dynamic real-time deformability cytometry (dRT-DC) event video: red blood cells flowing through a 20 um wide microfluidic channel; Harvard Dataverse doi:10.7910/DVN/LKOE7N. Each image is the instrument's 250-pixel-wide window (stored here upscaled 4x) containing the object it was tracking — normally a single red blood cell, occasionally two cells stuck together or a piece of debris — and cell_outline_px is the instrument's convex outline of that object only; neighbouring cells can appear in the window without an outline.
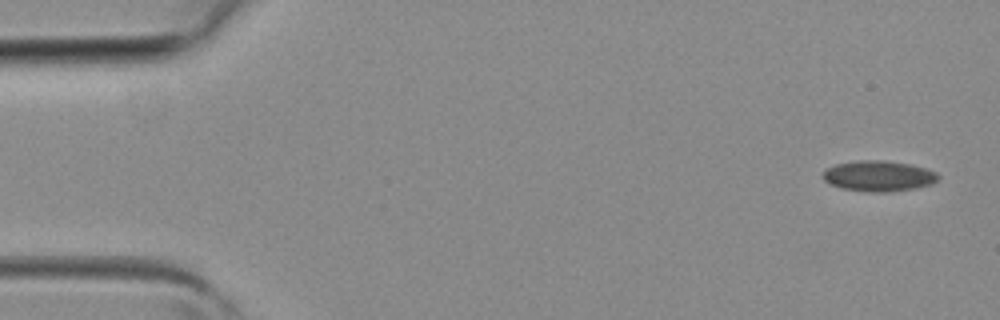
{"species": "common noctule bat (a hibernating species)", "species_latin": "Nyctalus noctula", "temperature_condition": "room temperature", "stored_images_in_passage": 3, "camera_frame_rate_fps": 3000, "um_per_image_px": 0.085, "animal": {"sex": "female", "body_mass_g": 19.3, "forearm_length_mm": 54.1}, "frame": {"image": 1, "passage_image": 1, "time_ms": 0.0, "image_size_px": [1000, 320], "cell_outline_px": [[940, 176], [932, 184], [916, 188], [888, 192], [872, 192], [844, 188], [832, 184], [824, 180], [824, 172], [828, 168], [836, 164], [860, 160], [880, 160], [908, 164], [924, 168], [936, 172]], "centroid_in_image_um": [74.72, 14.96], "position_along_channel_um": 10.3, "area_um2": 20.17}}